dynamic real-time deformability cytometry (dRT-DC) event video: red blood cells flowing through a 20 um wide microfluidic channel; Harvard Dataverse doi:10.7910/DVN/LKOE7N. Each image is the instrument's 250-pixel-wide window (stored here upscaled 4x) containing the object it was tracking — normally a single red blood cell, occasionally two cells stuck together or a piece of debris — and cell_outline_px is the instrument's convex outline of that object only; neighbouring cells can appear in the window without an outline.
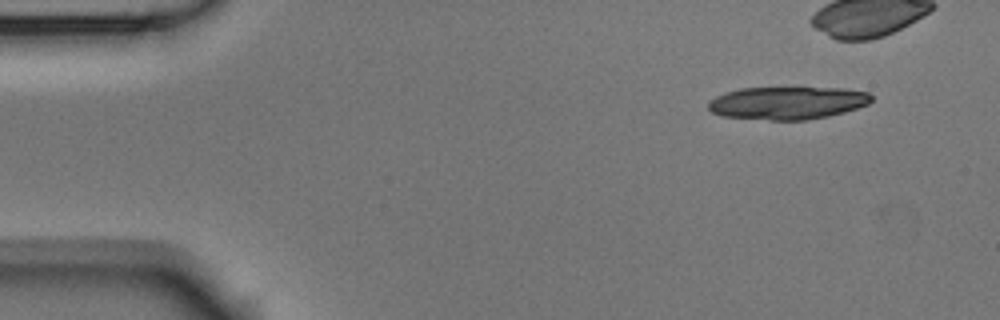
{"species": "Egyptian fruit bat (a non-hibernating species)", "species_latin": "Rousettus aegyptiacus", "temperature_condition": "room temperature", "stored_images_in_passage": 5, "camera_frame_rate_fps": 3000, "um_per_image_px": 0.085, "animal": {"sex": "male"}, "frame": {"image": 1, "passage_image": 1, "time_ms": 0.0, "image_size_px": [1000, 320], "cell_outline_px": [[872, 100], [868, 104], [844, 112], [828, 116], [808, 120], [768, 120], [724, 116], [712, 112], [708, 108], [708, 104], [716, 96], [740, 88], [844, 88], [868, 92], [872, 96]], "centroid_in_image_um": [66.96, 8.75], "position_along_channel_um": 18.0, "area_um2": 30.98}}